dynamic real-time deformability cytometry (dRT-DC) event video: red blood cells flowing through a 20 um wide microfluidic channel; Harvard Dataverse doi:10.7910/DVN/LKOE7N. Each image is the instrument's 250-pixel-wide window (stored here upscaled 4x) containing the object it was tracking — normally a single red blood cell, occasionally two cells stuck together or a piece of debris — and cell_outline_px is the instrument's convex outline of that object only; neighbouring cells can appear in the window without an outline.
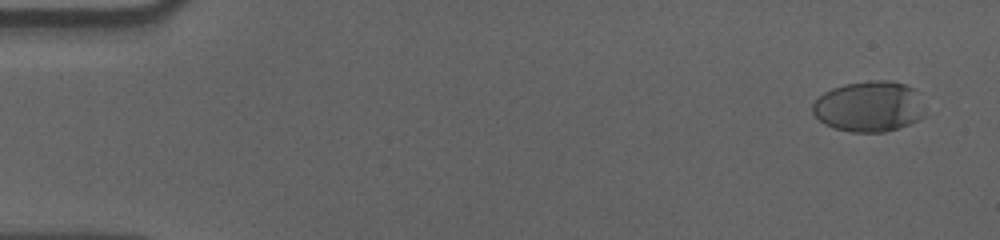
{"species": "human", "species_latin": "Homo sapiens", "temperature_condition": "cold", "stored_images_in_passage": 58, "camera_frame_rate_fps": 3000, "um_per_image_px": 0.085, "donor": {"sex": "male"}, "frame": {"image": 1, "passage_image": 3, "time_ms": 0.667, "image_size_px": [1000, 240], "cell_outline_px": [[924, 116], [900, 128], [884, 132], [852, 132], [832, 128], [824, 124], [812, 112], [812, 104], [824, 92], [832, 88], [844, 84], [872, 80], [888, 80], [904, 84], [912, 88]], "centroid_in_image_um": [73.79, 9.06], "position_along_channel_um": 11.2, "area_um2": 32.71}}
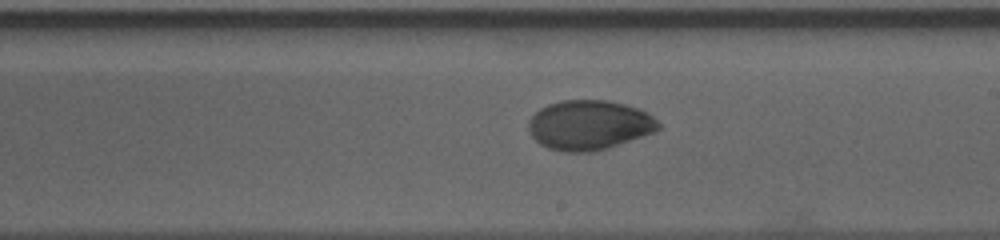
{"frame": {"image": 2, "passage_image": 34, "time_ms": 11.0, "image_size_px": [1000, 240], "cell_outline_px": [[660, 128], [652, 132], [608, 148], [592, 152], [564, 152], [548, 148], [540, 144], [532, 136], [528, 128], [528, 120], [540, 108], [548, 104], [560, 100], [608, 100], [640, 108], [648, 112], [660, 124]], "centroid_in_image_um": [50.06, 10.62], "position_along_channel_um": 238.9, "area_um2": 37.63}}
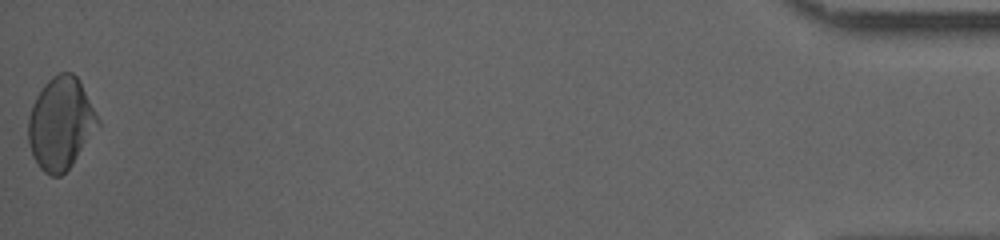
{"frame": {"image": 3, "passage_image": 58, "time_ms": 19.0, "image_size_px": [1000, 240], "cell_outline_px": [[100, 124], [72, 164], [60, 176], [52, 176], [44, 172], [40, 168], [32, 152], [28, 140], [28, 116], [32, 104], [36, 96], [44, 84], [52, 76], [60, 72], [72, 72], [80, 80], [100, 120]], "centroid_in_image_um": [5.16, 10.46], "position_along_channel_um": 430.0, "area_um2": 37.22}, "authors_computed_cell_mechanics": {"area_um2": 36.9053, "velocity_mm_per_s": 3.5593, "shape_relaxation_time_tau1_ms": 6.7847, "shape_relaxation_time_tau2_ms": 4.0394, "deformation_change_tau1": 0.1296, "deformation_change_tau2": 0.0446}}